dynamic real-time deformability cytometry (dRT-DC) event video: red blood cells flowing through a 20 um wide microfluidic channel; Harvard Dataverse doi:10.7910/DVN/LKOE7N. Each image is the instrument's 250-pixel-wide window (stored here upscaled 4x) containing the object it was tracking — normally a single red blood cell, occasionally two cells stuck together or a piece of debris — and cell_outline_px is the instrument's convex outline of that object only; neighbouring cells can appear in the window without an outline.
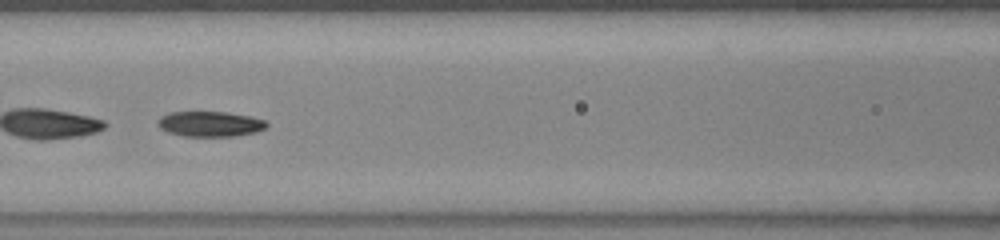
{"species": "common noctule bat (a hibernating species)", "species_latin": "Nyctalus noctula", "temperature_condition": "warm", "stored_images_in_passage": 50, "segment_of_instrument_passage": [2, 2], "camera_frame_rate_fps": 3000, "um_per_image_px": 0.085, "animal": {"sex": "female", "body_mass_g": 23.0, "forearm_length_mm": 53.4}, "frame": {"image": 1, "passage_image": 23, "time_ms": 7.333, "image_size_px": [1000, 240], "cell_outline_px": [[268, 124], [264, 128], [256, 132], [232, 136], [184, 136], [168, 132], [160, 128], [156, 124], [156, 120], [160, 116], [168, 112], [228, 112], [252, 116], [264, 120]], "centroid_in_image_um": [17.81, 10.52], "position_along_channel_um": 148.8, "area_um2": 16.13}}